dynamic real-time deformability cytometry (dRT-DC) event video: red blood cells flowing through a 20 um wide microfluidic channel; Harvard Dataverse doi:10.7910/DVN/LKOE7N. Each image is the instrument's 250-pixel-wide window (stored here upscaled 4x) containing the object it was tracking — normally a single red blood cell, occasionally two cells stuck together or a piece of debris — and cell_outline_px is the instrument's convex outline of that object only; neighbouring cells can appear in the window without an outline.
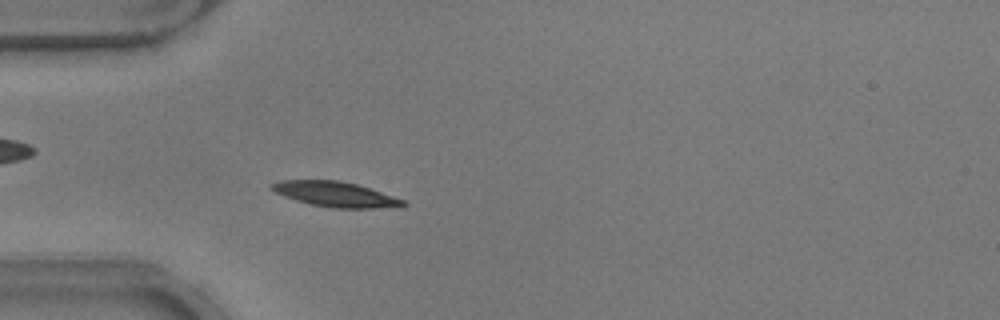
{"species": "common noctule bat (a hibernating species)", "species_latin": "Nyctalus noctula", "temperature_condition": "warm", "stored_images_in_passage": 12, "camera_frame_rate_fps": 3000, "um_per_image_px": 0.085, "animal": {"sex": "male", "body_mass_g": 17.9}, "frame": {"image": 1, "passage_image": 1, "time_ms": 0.0, "image_size_px": [1000, 320], "cell_outline_px": [[408, 204], [400, 208], [332, 208], [312, 204], [296, 200], [284, 196], [268, 188], [268, 184], [280, 180], [340, 180], [356, 184], [404, 200]], "centroid_in_image_um": [28.5, 16.51], "position_along_channel_um": 56.5, "area_um2": 19.31}}
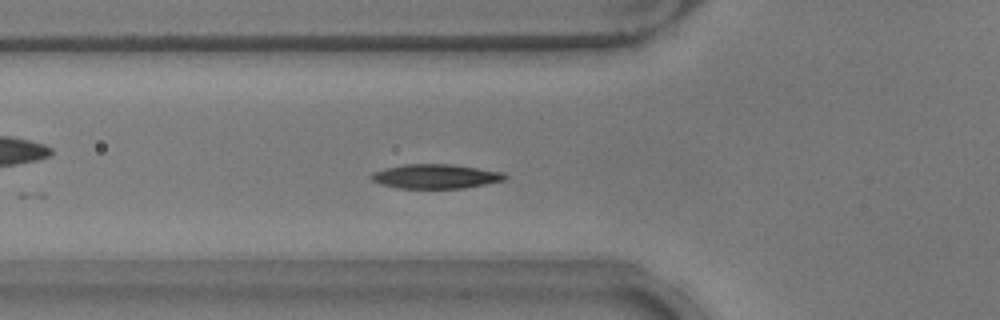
{"frame": {"image": 2, "passage_image": 4, "time_ms": 1.0, "image_size_px": [1000, 320], "cell_outline_px": [[508, 176], [504, 180], [464, 188], [396, 188], [380, 184], [372, 180], [368, 176], [372, 172], [384, 168], [404, 164], [448, 164], [504, 172]], "centroid_in_image_um": [36.97, 14.99], "position_along_channel_um": 88.8, "area_um2": 18.96}}